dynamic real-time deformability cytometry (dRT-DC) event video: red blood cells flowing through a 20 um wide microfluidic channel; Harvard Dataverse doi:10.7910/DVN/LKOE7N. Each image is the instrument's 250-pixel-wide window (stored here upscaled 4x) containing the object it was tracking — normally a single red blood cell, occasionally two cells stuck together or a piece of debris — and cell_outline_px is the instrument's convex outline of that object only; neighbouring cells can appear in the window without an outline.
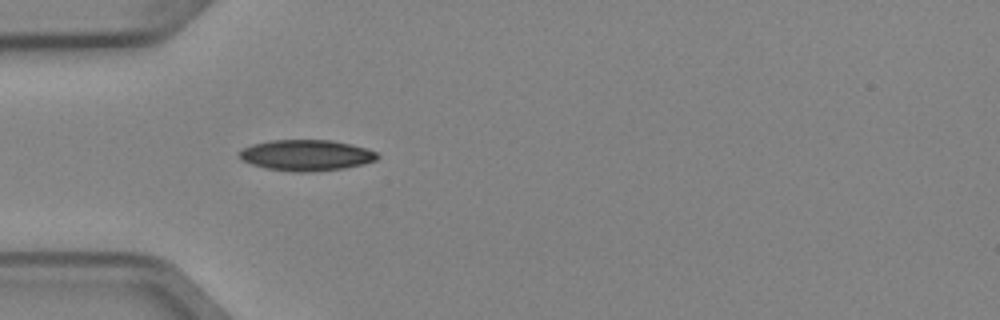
{"species": "Egyptian fruit bat (a non-hibernating species)", "species_latin": "Rousettus aegyptiacus", "temperature_condition": "cold", "stored_images_in_passage": 4, "camera_frame_rate_fps": 3000, "um_per_image_px": 0.085, "animal": {"sex": "female"}, "frame": {"image": 1, "passage_image": 4, "time_ms": 1.0, "image_size_px": [1000, 320], "cell_outline_px": [[380, 156], [376, 160], [364, 164], [344, 168], [304, 172], [296, 172], [264, 168], [240, 160], [236, 152], [252, 144], [272, 140], [332, 140], [352, 144], [376, 152]], "centroid_in_image_um": [26.0, 13.19], "position_along_channel_um": 59.0, "area_um2": 24.97}}